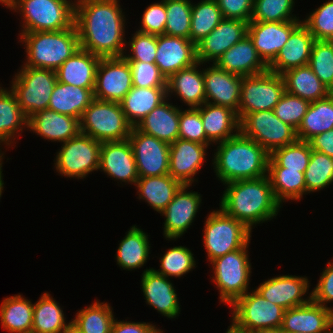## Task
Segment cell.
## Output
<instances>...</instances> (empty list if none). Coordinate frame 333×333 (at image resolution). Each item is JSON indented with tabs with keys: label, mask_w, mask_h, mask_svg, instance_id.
Segmentation results:
<instances>
[{
	"label": "cell",
	"mask_w": 333,
	"mask_h": 333,
	"mask_svg": "<svg viewBox=\"0 0 333 333\" xmlns=\"http://www.w3.org/2000/svg\"><path fill=\"white\" fill-rule=\"evenodd\" d=\"M119 2L120 0L75 1L74 24L81 49L100 58L123 56L127 48V41L124 39L126 19Z\"/></svg>",
	"instance_id": "cell-1"
},
{
	"label": "cell",
	"mask_w": 333,
	"mask_h": 333,
	"mask_svg": "<svg viewBox=\"0 0 333 333\" xmlns=\"http://www.w3.org/2000/svg\"><path fill=\"white\" fill-rule=\"evenodd\" d=\"M230 327L238 333L280 328L285 309L266 300L256 290L246 292L232 305Z\"/></svg>",
	"instance_id": "cell-9"
},
{
	"label": "cell",
	"mask_w": 333,
	"mask_h": 333,
	"mask_svg": "<svg viewBox=\"0 0 333 333\" xmlns=\"http://www.w3.org/2000/svg\"><path fill=\"white\" fill-rule=\"evenodd\" d=\"M216 0H201L192 4L189 40L195 45L212 32L223 20Z\"/></svg>",
	"instance_id": "cell-44"
},
{
	"label": "cell",
	"mask_w": 333,
	"mask_h": 333,
	"mask_svg": "<svg viewBox=\"0 0 333 333\" xmlns=\"http://www.w3.org/2000/svg\"><path fill=\"white\" fill-rule=\"evenodd\" d=\"M135 186L138 198L145 200L150 207L162 213L173 200L182 184L169 174L150 177H139Z\"/></svg>",
	"instance_id": "cell-36"
},
{
	"label": "cell",
	"mask_w": 333,
	"mask_h": 333,
	"mask_svg": "<svg viewBox=\"0 0 333 333\" xmlns=\"http://www.w3.org/2000/svg\"><path fill=\"white\" fill-rule=\"evenodd\" d=\"M302 23L315 40L333 41V0L323 3L310 13Z\"/></svg>",
	"instance_id": "cell-51"
},
{
	"label": "cell",
	"mask_w": 333,
	"mask_h": 333,
	"mask_svg": "<svg viewBox=\"0 0 333 333\" xmlns=\"http://www.w3.org/2000/svg\"><path fill=\"white\" fill-rule=\"evenodd\" d=\"M311 298L314 303L328 307V303H333V262H328V265L324 268L317 285L311 292ZM327 303V304H326Z\"/></svg>",
	"instance_id": "cell-57"
},
{
	"label": "cell",
	"mask_w": 333,
	"mask_h": 333,
	"mask_svg": "<svg viewBox=\"0 0 333 333\" xmlns=\"http://www.w3.org/2000/svg\"><path fill=\"white\" fill-rule=\"evenodd\" d=\"M166 18L164 34L189 39L192 3L190 0H165Z\"/></svg>",
	"instance_id": "cell-46"
},
{
	"label": "cell",
	"mask_w": 333,
	"mask_h": 333,
	"mask_svg": "<svg viewBox=\"0 0 333 333\" xmlns=\"http://www.w3.org/2000/svg\"><path fill=\"white\" fill-rule=\"evenodd\" d=\"M216 2L223 18L250 22L254 0H216Z\"/></svg>",
	"instance_id": "cell-58"
},
{
	"label": "cell",
	"mask_w": 333,
	"mask_h": 333,
	"mask_svg": "<svg viewBox=\"0 0 333 333\" xmlns=\"http://www.w3.org/2000/svg\"><path fill=\"white\" fill-rule=\"evenodd\" d=\"M159 259L161 264L160 269L155 270L153 268V270L167 278L169 276L180 278L196 266L193 253L185 246L171 247Z\"/></svg>",
	"instance_id": "cell-47"
},
{
	"label": "cell",
	"mask_w": 333,
	"mask_h": 333,
	"mask_svg": "<svg viewBox=\"0 0 333 333\" xmlns=\"http://www.w3.org/2000/svg\"><path fill=\"white\" fill-rule=\"evenodd\" d=\"M100 59L91 52L79 48L55 71L57 81L82 88H95Z\"/></svg>",
	"instance_id": "cell-31"
},
{
	"label": "cell",
	"mask_w": 333,
	"mask_h": 333,
	"mask_svg": "<svg viewBox=\"0 0 333 333\" xmlns=\"http://www.w3.org/2000/svg\"><path fill=\"white\" fill-rule=\"evenodd\" d=\"M26 59L22 66L57 70L79 48V36L75 24L61 31L20 33Z\"/></svg>",
	"instance_id": "cell-4"
},
{
	"label": "cell",
	"mask_w": 333,
	"mask_h": 333,
	"mask_svg": "<svg viewBox=\"0 0 333 333\" xmlns=\"http://www.w3.org/2000/svg\"><path fill=\"white\" fill-rule=\"evenodd\" d=\"M309 284L306 276L288 274L263 281L255 290L266 300L287 310L305 305L312 300L311 293L307 298H303L308 294Z\"/></svg>",
	"instance_id": "cell-18"
},
{
	"label": "cell",
	"mask_w": 333,
	"mask_h": 333,
	"mask_svg": "<svg viewBox=\"0 0 333 333\" xmlns=\"http://www.w3.org/2000/svg\"><path fill=\"white\" fill-rule=\"evenodd\" d=\"M2 160H3V159L0 160V199H1V197H2V192H3L2 190L4 189V186H3V185H4V182H3V178H2V177H3V176H2V175H3V173H2V167H3V166H2V164H3L2 162H3V161H2Z\"/></svg>",
	"instance_id": "cell-62"
},
{
	"label": "cell",
	"mask_w": 333,
	"mask_h": 333,
	"mask_svg": "<svg viewBox=\"0 0 333 333\" xmlns=\"http://www.w3.org/2000/svg\"><path fill=\"white\" fill-rule=\"evenodd\" d=\"M327 333H333V327Z\"/></svg>",
	"instance_id": "cell-68"
},
{
	"label": "cell",
	"mask_w": 333,
	"mask_h": 333,
	"mask_svg": "<svg viewBox=\"0 0 333 333\" xmlns=\"http://www.w3.org/2000/svg\"><path fill=\"white\" fill-rule=\"evenodd\" d=\"M197 109L200 111L206 138L211 143L225 141L240 132V120L236 111L207 102Z\"/></svg>",
	"instance_id": "cell-29"
},
{
	"label": "cell",
	"mask_w": 333,
	"mask_h": 333,
	"mask_svg": "<svg viewBox=\"0 0 333 333\" xmlns=\"http://www.w3.org/2000/svg\"><path fill=\"white\" fill-rule=\"evenodd\" d=\"M210 145L178 138L170 144L169 175L182 185L194 183L206 159V150Z\"/></svg>",
	"instance_id": "cell-19"
},
{
	"label": "cell",
	"mask_w": 333,
	"mask_h": 333,
	"mask_svg": "<svg viewBox=\"0 0 333 333\" xmlns=\"http://www.w3.org/2000/svg\"><path fill=\"white\" fill-rule=\"evenodd\" d=\"M285 92L309 102L326 98L330 90L314 74L309 65L300 66L281 74Z\"/></svg>",
	"instance_id": "cell-37"
},
{
	"label": "cell",
	"mask_w": 333,
	"mask_h": 333,
	"mask_svg": "<svg viewBox=\"0 0 333 333\" xmlns=\"http://www.w3.org/2000/svg\"><path fill=\"white\" fill-rule=\"evenodd\" d=\"M129 142L139 177L169 174L170 144L132 127Z\"/></svg>",
	"instance_id": "cell-14"
},
{
	"label": "cell",
	"mask_w": 333,
	"mask_h": 333,
	"mask_svg": "<svg viewBox=\"0 0 333 333\" xmlns=\"http://www.w3.org/2000/svg\"><path fill=\"white\" fill-rule=\"evenodd\" d=\"M226 186L220 208L244 223L251 231L254 224L275 218L281 204L275 199L268 176L239 180Z\"/></svg>",
	"instance_id": "cell-2"
},
{
	"label": "cell",
	"mask_w": 333,
	"mask_h": 333,
	"mask_svg": "<svg viewBox=\"0 0 333 333\" xmlns=\"http://www.w3.org/2000/svg\"><path fill=\"white\" fill-rule=\"evenodd\" d=\"M267 176L270 180L275 199L282 205L286 200L297 201L306 195L304 173L280 167L270 156Z\"/></svg>",
	"instance_id": "cell-35"
},
{
	"label": "cell",
	"mask_w": 333,
	"mask_h": 333,
	"mask_svg": "<svg viewBox=\"0 0 333 333\" xmlns=\"http://www.w3.org/2000/svg\"><path fill=\"white\" fill-rule=\"evenodd\" d=\"M332 327V310L311 300L285 310L280 328L284 332L327 333Z\"/></svg>",
	"instance_id": "cell-24"
},
{
	"label": "cell",
	"mask_w": 333,
	"mask_h": 333,
	"mask_svg": "<svg viewBox=\"0 0 333 333\" xmlns=\"http://www.w3.org/2000/svg\"><path fill=\"white\" fill-rule=\"evenodd\" d=\"M156 325L146 322L117 321L114 319L110 333H150Z\"/></svg>",
	"instance_id": "cell-59"
},
{
	"label": "cell",
	"mask_w": 333,
	"mask_h": 333,
	"mask_svg": "<svg viewBox=\"0 0 333 333\" xmlns=\"http://www.w3.org/2000/svg\"><path fill=\"white\" fill-rule=\"evenodd\" d=\"M308 142L312 150L333 158V129L314 136Z\"/></svg>",
	"instance_id": "cell-60"
},
{
	"label": "cell",
	"mask_w": 333,
	"mask_h": 333,
	"mask_svg": "<svg viewBox=\"0 0 333 333\" xmlns=\"http://www.w3.org/2000/svg\"><path fill=\"white\" fill-rule=\"evenodd\" d=\"M249 244L210 262L214 275L212 281L220 292L219 301L225 305L231 306L248 292L252 269L247 250Z\"/></svg>",
	"instance_id": "cell-8"
},
{
	"label": "cell",
	"mask_w": 333,
	"mask_h": 333,
	"mask_svg": "<svg viewBox=\"0 0 333 333\" xmlns=\"http://www.w3.org/2000/svg\"><path fill=\"white\" fill-rule=\"evenodd\" d=\"M166 22L165 0H161L158 3L150 4L145 9L142 15L141 28L137 31L156 36L163 35Z\"/></svg>",
	"instance_id": "cell-56"
},
{
	"label": "cell",
	"mask_w": 333,
	"mask_h": 333,
	"mask_svg": "<svg viewBox=\"0 0 333 333\" xmlns=\"http://www.w3.org/2000/svg\"><path fill=\"white\" fill-rule=\"evenodd\" d=\"M203 244L209 262L243 248L251 240V230L221 208L213 210L205 220Z\"/></svg>",
	"instance_id": "cell-7"
},
{
	"label": "cell",
	"mask_w": 333,
	"mask_h": 333,
	"mask_svg": "<svg viewBox=\"0 0 333 333\" xmlns=\"http://www.w3.org/2000/svg\"><path fill=\"white\" fill-rule=\"evenodd\" d=\"M101 144L83 133L63 142L54 161L56 172L79 180L98 171Z\"/></svg>",
	"instance_id": "cell-11"
},
{
	"label": "cell",
	"mask_w": 333,
	"mask_h": 333,
	"mask_svg": "<svg viewBox=\"0 0 333 333\" xmlns=\"http://www.w3.org/2000/svg\"><path fill=\"white\" fill-rule=\"evenodd\" d=\"M63 333H81V332L77 329V327H75L71 323Z\"/></svg>",
	"instance_id": "cell-63"
},
{
	"label": "cell",
	"mask_w": 333,
	"mask_h": 333,
	"mask_svg": "<svg viewBox=\"0 0 333 333\" xmlns=\"http://www.w3.org/2000/svg\"><path fill=\"white\" fill-rule=\"evenodd\" d=\"M285 93V85L280 74L269 70L252 76H243L239 100L238 117L258 111L273 110Z\"/></svg>",
	"instance_id": "cell-13"
},
{
	"label": "cell",
	"mask_w": 333,
	"mask_h": 333,
	"mask_svg": "<svg viewBox=\"0 0 333 333\" xmlns=\"http://www.w3.org/2000/svg\"><path fill=\"white\" fill-rule=\"evenodd\" d=\"M148 235L136 225L130 227L119 243L116 261L121 269L142 268L149 259L150 247Z\"/></svg>",
	"instance_id": "cell-39"
},
{
	"label": "cell",
	"mask_w": 333,
	"mask_h": 333,
	"mask_svg": "<svg viewBox=\"0 0 333 333\" xmlns=\"http://www.w3.org/2000/svg\"><path fill=\"white\" fill-rule=\"evenodd\" d=\"M240 132L269 154L298 140L296 129L279 119L273 110L246 114L240 120Z\"/></svg>",
	"instance_id": "cell-12"
},
{
	"label": "cell",
	"mask_w": 333,
	"mask_h": 333,
	"mask_svg": "<svg viewBox=\"0 0 333 333\" xmlns=\"http://www.w3.org/2000/svg\"><path fill=\"white\" fill-rule=\"evenodd\" d=\"M215 64L220 69L241 77L268 71V65L259 56L248 34L229 48Z\"/></svg>",
	"instance_id": "cell-27"
},
{
	"label": "cell",
	"mask_w": 333,
	"mask_h": 333,
	"mask_svg": "<svg viewBox=\"0 0 333 333\" xmlns=\"http://www.w3.org/2000/svg\"><path fill=\"white\" fill-rule=\"evenodd\" d=\"M308 65L331 91L333 88V41L315 40Z\"/></svg>",
	"instance_id": "cell-49"
},
{
	"label": "cell",
	"mask_w": 333,
	"mask_h": 333,
	"mask_svg": "<svg viewBox=\"0 0 333 333\" xmlns=\"http://www.w3.org/2000/svg\"><path fill=\"white\" fill-rule=\"evenodd\" d=\"M167 98L155 107L136 126L141 132L154 136L157 139L172 144L178 139L180 109Z\"/></svg>",
	"instance_id": "cell-32"
},
{
	"label": "cell",
	"mask_w": 333,
	"mask_h": 333,
	"mask_svg": "<svg viewBox=\"0 0 333 333\" xmlns=\"http://www.w3.org/2000/svg\"><path fill=\"white\" fill-rule=\"evenodd\" d=\"M226 333H238L236 331H234L230 326L228 327Z\"/></svg>",
	"instance_id": "cell-66"
},
{
	"label": "cell",
	"mask_w": 333,
	"mask_h": 333,
	"mask_svg": "<svg viewBox=\"0 0 333 333\" xmlns=\"http://www.w3.org/2000/svg\"><path fill=\"white\" fill-rule=\"evenodd\" d=\"M167 99V87H132L119 102L128 122L136 127L155 107Z\"/></svg>",
	"instance_id": "cell-34"
},
{
	"label": "cell",
	"mask_w": 333,
	"mask_h": 333,
	"mask_svg": "<svg viewBox=\"0 0 333 333\" xmlns=\"http://www.w3.org/2000/svg\"><path fill=\"white\" fill-rule=\"evenodd\" d=\"M48 292L43 293L33 308L32 333H63L71 324L59 303Z\"/></svg>",
	"instance_id": "cell-42"
},
{
	"label": "cell",
	"mask_w": 333,
	"mask_h": 333,
	"mask_svg": "<svg viewBox=\"0 0 333 333\" xmlns=\"http://www.w3.org/2000/svg\"><path fill=\"white\" fill-rule=\"evenodd\" d=\"M150 333H163V331L157 327H155Z\"/></svg>",
	"instance_id": "cell-64"
},
{
	"label": "cell",
	"mask_w": 333,
	"mask_h": 333,
	"mask_svg": "<svg viewBox=\"0 0 333 333\" xmlns=\"http://www.w3.org/2000/svg\"><path fill=\"white\" fill-rule=\"evenodd\" d=\"M203 75L205 102L225 106L238 113L242 77L220 69L215 63L203 69Z\"/></svg>",
	"instance_id": "cell-23"
},
{
	"label": "cell",
	"mask_w": 333,
	"mask_h": 333,
	"mask_svg": "<svg viewBox=\"0 0 333 333\" xmlns=\"http://www.w3.org/2000/svg\"><path fill=\"white\" fill-rule=\"evenodd\" d=\"M28 129L48 141L63 143L80 133V121L78 118L45 109L28 119L26 130Z\"/></svg>",
	"instance_id": "cell-28"
},
{
	"label": "cell",
	"mask_w": 333,
	"mask_h": 333,
	"mask_svg": "<svg viewBox=\"0 0 333 333\" xmlns=\"http://www.w3.org/2000/svg\"><path fill=\"white\" fill-rule=\"evenodd\" d=\"M9 1L10 0H0V3L2 4V5H5V7L8 5V3H9Z\"/></svg>",
	"instance_id": "cell-65"
},
{
	"label": "cell",
	"mask_w": 333,
	"mask_h": 333,
	"mask_svg": "<svg viewBox=\"0 0 333 333\" xmlns=\"http://www.w3.org/2000/svg\"><path fill=\"white\" fill-rule=\"evenodd\" d=\"M3 155H4V153H2V152H1V149H0V160L3 159V158H2V157H4Z\"/></svg>",
	"instance_id": "cell-67"
},
{
	"label": "cell",
	"mask_w": 333,
	"mask_h": 333,
	"mask_svg": "<svg viewBox=\"0 0 333 333\" xmlns=\"http://www.w3.org/2000/svg\"><path fill=\"white\" fill-rule=\"evenodd\" d=\"M128 44V45H127ZM130 46V54H123L127 61H141L148 63H155L156 50H157V36L145 34L136 31L131 41L126 42Z\"/></svg>",
	"instance_id": "cell-55"
},
{
	"label": "cell",
	"mask_w": 333,
	"mask_h": 333,
	"mask_svg": "<svg viewBox=\"0 0 333 333\" xmlns=\"http://www.w3.org/2000/svg\"><path fill=\"white\" fill-rule=\"evenodd\" d=\"M134 87H167V79L155 63L128 61Z\"/></svg>",
	"instance_id": "cell-54"
},
{
	"label": "cell",
	"mask_w": 333,
	"mask_h": 333,
	"mask_svg": "<svg viewBox=\"0 0 333 333\" xmlns=\"http://www.w3.org/2000/svg\"><path fill=\"white\" fill-rule=\"evenodd\" d=\"M202 63L181 69L167 79V97L173 93L189 108H198L205 103V86L203 70L197 67Z\"/></svg>",
	"instance_id": "cell-30"
},
{
	"label": "cell",
	"mask_w": 333,
	"mask_h": 333,
	"mask_svg": "<svg viewBox=\"0 0 333 333\" xmlns=\"http://www.w3.org/2000/svg\"><path fill=\"white\" fill-rule=\"evenodd\" d=\"M304 179L306 194L329 187L333 183V158L312 150Z\"/></svg>",
	"instance_id": "cell-45"
},
{
	"label": "cell",
	"mask_w": 333,
	"mask_h": 333,
	"mask_svg": "<svg viewBox=\"0 0 333 333\" xmlns=\"http://www.w3.org/2000/svg\"><path fill=\"white\" fill-rule=\"evenodd\" d=\"M314 36L301 22L290 34L288 41L268 65V70L282 74L287 70L309 64Z\"/></svg>",
	"instance_id": "cell-26"
},
{
	"label": "cell",
	"mask_w": 333,
	"mask_h": 333,
	"mask_svg": "<svg viewBox=\"0 0 333 333\" xmlns=\"http://www.w3.org/2000/svg\"><path fill=\"white\" fill-rule=\"evenodd\" d=\"M110 304L96 300L94 303L77 312L71 323L81 333H110L114 321Z\"/></svg>",
	"instance_id": "cell-43"
},
{
	"label": "cell",
	"mask_w": 333,
	"mask_h": 333,
	"mask_svg": "<svg viewBox=\"0 0 333 333\" xmlns=\"http://www.w3.org/2000/svg\"><path fill=\"white\" fill-rule=\"evenodd\" d=\"M213 169L223 184L267 175L270 154L241 132L217 143Z\"/></svg>",
	"instance_id": "cell-3"
},
{
	"label": "cell",
	"mask_w": 333,
	"mask_h": 333,
	"mask_svg": "<svg viewBox=\"0 0 333 333\" xmlns=\"http://www.w3.org/2000/svg\"><path fill=\"white\" fill-rule=\"evenodd\" d=\"M178 138L194 141L203 145H212L206 138L200 111L197 108H180Z\"/></svg>",
	"instance_id": "cell-53"
},
{
	"label": "cell",
	"mask_w": 333,
	"mask_h": 333,
	"mask_svg": "<svg viewBox=\"0 0 333 333\" xmlns=\"http://www.w3.org/2000/svg\"><path fill=\"white\" fill-rule=\"evenodd\" d=\"M146 303L162 316L173 319L180 314L176 289L169 278L156 273L153 268L145 269L141 278Z\"/></svg>",
	"instance_id": "cell-25"
},
{
	"label": "cell",
	"mask_w": 333,
	"mask_h": 333,
	"mask_svg": "<svg viewBox=\"0 0 333 333\" xmlns=\"http://www.w3.org/2000/svg\"><path fill=\"white\" fill-rule=\"evenodd\" d=\"M302 21L261 22L248 23V35L262 58L269 65L283 48L291 32Z\"/></svg>",
	"instance_id": "cell-22"
},
{
	"label": "cell",
	"mask_w": 333,
	"mask_h": 333,
	"mask_svg": "<svg viewBox=\"0 0 333 333\" xmlns=\"http://www.w3.org/2000/svg\"><path fill=\"white\" fill-rule=\"evenodd\" d=\"M284 333H303V332H284Z\"/></svg>",
	"instance_id": "cell-69"
},
{
	"label": "cell",
	"mask_w": 333,
	"mask_h": 333,
	"mask_svg": "<svg viewBox=\"0 0 333 333\" xmlns=\"http://www.w3.org/2000/svg\"><path fill=\"white\" fill-rule=\"evenodd\" d=\"M309 105V101L285 92L273 111L284 123L297 130Z\"/></svg>",
	"instance_id": "cell-52"
},
{
	"label": "cell",
	"mask_w": 333,
	"mask_h": 333,
	"mask_svg": "<svg viewBox=\"0 0 333 333\" xmlns=\"http://www.w3.org/2000/svg\"><path fill=\"white\" fill-rule=\"evenodd\" d=\"M132 87L129 62L123 56L100 59L96 72L94 99L119 103Z\"/></svg>",
	"instance_id": "cell-15"
},
{
	"label": "cell",
	"mask_w": 333,
	"mask_h": 333,
	"mask_svg": "<svg viewBox=\"0 0 333 333\" xmlns=\"http://www.w3.org/2000/svg\"><path fill=\"white\" fill-rule=\"evenodd\" d=\"M189 188L190 185H182L166 209L160 213L165 216L163 235L167 240H176L185 234L200 208L201 195L195 191L187 192Z\"/></svg>",
	"instance_id": "cell-17"
},
{
	"label": "cell",
	"mask_w": 333,
	"mask_h": 333,
	"mask_svg": "<svg viewBox=\"0 0 333 333\" xmlns=\"http://www.w3.org/2000/svg\"><path fill=\"white\" fill-rule=\"evenodd\" d=\"M295 0H254L250 21H301L292 14Z\"/></svg>",
	"instance_id": "cell-48"
},
{
	"label": "cell",
	"mask_w": 333,
	"mask_h": 333,
	"mask_svg": "<svg viewBox=\"0 0 333 333\" xmlns=\"http://www.w3.org/2000/svg\"><path fill=\"white\" fill-rule=\"evenodd\" d=\"M13 77L10 89L27 119L48 109L57 82L55 70L22 66Z\"/></svg>",
	"instance_id": "cell-10"
},
{
	"label": "cell",
	"mask_w": 333,
	"mask_h": 333,
	"mask_svg": "<svg viewBox=\"0 0 333 333\" xmlns=\"http://www.w3.org/2000/svg\"><path fill=\"white\" fill-rule=\"evenodd\" d=\"M195 63L196 45L189 39L166 34L157 36L155 64L166 79Z\"/></svg>",
	"instance_id": "cell-20"
},
{
	"label": "cell",
	"mask_w": 333,
	"mask_h": 333,
	"mask_svg": "<svg viewBox=\"0 0 333 333\" xmlns=\"http://www.w3.org/2000/svg\"><path fill=\"white\" fill-rule=\"evenodd\" d=\"M33 308L31 300L21 294L6 297L0 305V323L9 333H32Z\"/></svg>",
	"instance_id": "cell-40"
},
{
	"label": "cell",
	"mask_w": 333,
	"mask_h": 333,
	"mask_svg": "<svg viewBox=\"0 0 333 333\" xmlns=\"http://www.w3.org/2000/svg\"><path fill=\"white\" fill-rule=\"evenodd\" d=\"M254 333H284V331L281 328H274V329H262Z\"/></svg>",
	"instance_id": "cell-61"
},
{
	"label": "cell",
	"mask_w": 333,
	"mask_h": 333,
	"mask_svg": "<svg viewBox=\"0 0 333 333\" xmlns=\"http://www.w3.org/2000/svg\"><path fill=\"white\" fill-rule=\"evenodd\" d=\"M248 34V23L237 19H223L217 27L196 44L197 62L216 61L234 44Z\"/></svg>",
	"instance_id": "cell-16"
},
{
	"label": "cell",
	"mask_w": 333,
	"mask_h": 333,
	"mask_svg": "<svg viewBox=\"0 0 333 333\" xmlns=\"http://www.w3.org/2000/svg\"><path fill=\"white\" fill-rule=\"evenodd\" d=\"M80 133L100 141L129 139L132 125L120 103L94 99L80 118Z\"/></svg>",
	"instance_id": "cell-6"
},
{
	"label": "cell",
	"mask_w": 333,
	"mask_h": 333,
	"mask_svg": "<svg viewBox=\"0 0 333 333\" xmlns=\"http://www.w3.org/2000/svg\"><path fill=\"white\" fill-rule=\"evenodd\" d=\"M99 170L120 183L136 184L139 176L129 139L102 142Z\"/></svg>",
	"instance_id": "cell-21"
},
{
	"label": "cell",
	"mask_w": 333,
	"mask_h": 333,
	"mask_svg": "<svg viewBox=\"0 0 333 333\" xmlns=\"http://www.w3.org/2000/svg\"><path fill=\"white\" fill-rule=\"evenodd\" d=\"M6 8L22 15L21 33L61 31L74 25L75 0H10Z\"/></svg>",
	"instance_id": "cell-5"
},
{
	"label": "cell",
	"mask_w": 333,
	"mask_h": 333,
	"mask_svg": "<svg viewBox=\"0 0 333 333\" xmlns=\"http://www.w3.org/2000/svg\"><path fill=\"white\" fill-rule=\"evenodd\" d=\"M25 127L28 128V119L21 110L15 93L11 89L0 87V145L12 146L17 134L20 131L22 133Z\"/></svg>",
	"instance_id": "cell-38"
},
{
	"label": "cell",
	"mask_w": 333,
	"mask_h": 333,
	"mask_svg": "<svg viewBox=\"0 0 333 333\" xmlns=\"http://www.w3.org/2000/svg\"><path fill=\"white\" fill-rule=\"evenodd\" d=\"M94 100V88H82L56 82L48 109L78 118Z\"/></svg>",
	"instance_id": "cell-33"
},
{
	"label": "cell",
	"mask_w": 333,
	"mask_h": 333,
	"mask_svg": "<svg viewBox=\"0 0 333 333\" xmlns=\"http://www.w3.org/2000/svg\"><path fill=\"white\" fill-rule=\"evenodd\" d=\"M311 151L309 142L297 140L292 144L275 149L270 157L280 167L305 173L310 161Z\"/></svg>",
	"instance_id": "cell-50"
},
{
	"label": "cell",
	"mask_w": 333,
	"mask_h": 333,
	"mask_svg": "<svg viewBox=\"0 0 333 333\" xmlns=\"http://www.w3.org/2000/svg\"><path fill=\"white\" fill-rule=\"evenodd\" d=\"M330 94L333 96V88L331 89Z\"/></svg>",
	"instance_id": "cell-70"
},
{
	"label": "cell",
	"mask_w": 333,
	"mask_h": 333,
	"mask_svg": "<svg viewBox=\"0 0 333 333\" xmlns=\"http://www.w3.org/2000/svg\"><path fill=\"white\" fill-rule=\"evenodd\" d=\"M333 129V96L310 102L301 124L296 130L297 138L308 142L311 138Z\"/></svg>",
	"instance_id": "cell-41"
}]
</instances>
